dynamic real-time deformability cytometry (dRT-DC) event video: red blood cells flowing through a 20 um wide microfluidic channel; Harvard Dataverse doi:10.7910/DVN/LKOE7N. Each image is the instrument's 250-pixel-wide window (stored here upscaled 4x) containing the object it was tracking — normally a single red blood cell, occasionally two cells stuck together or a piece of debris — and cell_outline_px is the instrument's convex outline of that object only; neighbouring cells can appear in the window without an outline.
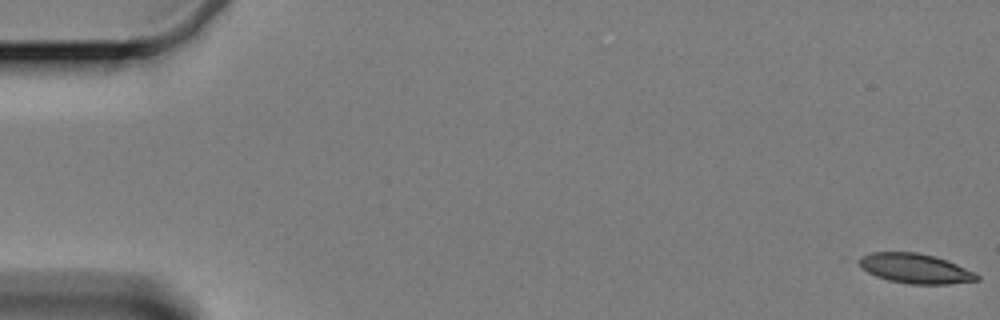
{"species": "Egyptian fruit bat (a non-hibernating species)", "species_latin": "Rousettus aegyptiacus", "temperature_condition": "cold", "stored_images_in_passage": 60, "camera_frame_rate_fps": 3000, "um_per_image_px": 0.085, "animal": {"sex": "female"}, "frame": {"image": 1, "passage_image": 1, "time_ms": 0.0, "image_size_px": [1000, 320], "cell_outline_px": [[980, 280], [948, 284], [908, 284], [888, 280], [876, 276], [868, 272], [852, 260], [860, 256], [872, 252], [916, 252], [932, 256], [956, 264], [976, 272], [980, 276]], "centroid_in_image_um": [77.75, 22.82], "position_along_channel_um": 7.3, "area_um2": 20.58}}
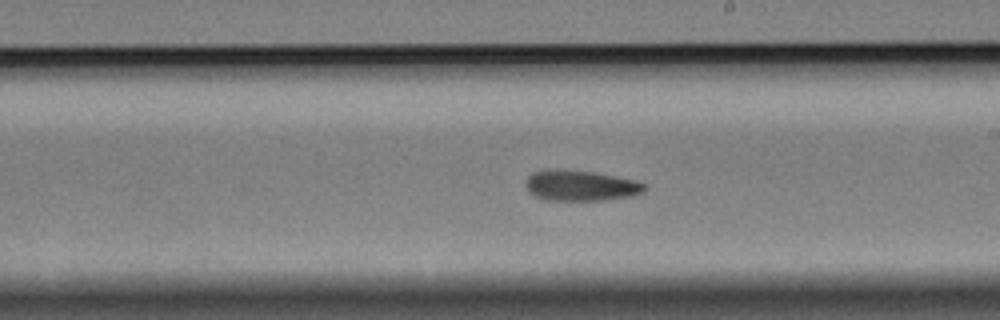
{"frame": {"image": 2, "passage_image": 35, "time_ms": 11.333, "image_size_px": [1000, 320], "cell_outline_px": [[644, 192], [632, 196], [604, 200], [540, 200], [528, 192], [528, 176], [532, 172], [556, 168], [592, 172], [636, 180], [644, 184]], "centroid_in_image_um": [49.33, 15.78], "position_along_channel_um": 239.7, "area_um2": 21.15}}
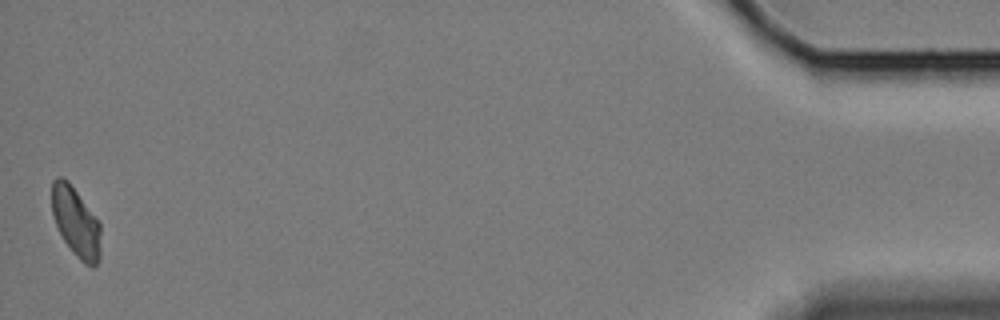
{"frame": {"image": 3, "passage_image": 60, "time_ms": 19.667, "image_size_px": [1000, 320], "cell_outline_px": [[100, 256], [96, 264], [92, 268], [84, 264], [72, 252], [64, 240], [56, 224], [52, 212], [52, 180], [56, 176], [60, 176], [68, 180], [100, 224]], "centroid_in_image_um": [6.44, 18.88], "position_along_channel_um": 428.8, "area_um2": 19.65}, "authors_computed_cell_mechanics": {"area_um2": 21.1548, "velocity_mm_per_s": 3.3225, "shape_relaxation_time_tau1_ms": 4.4857, "shape_relaxation_time_tau2_ms": 4.4112, "deformation_change_tau1": 0.1221, "deformation_change_tau2": 0.0614}}